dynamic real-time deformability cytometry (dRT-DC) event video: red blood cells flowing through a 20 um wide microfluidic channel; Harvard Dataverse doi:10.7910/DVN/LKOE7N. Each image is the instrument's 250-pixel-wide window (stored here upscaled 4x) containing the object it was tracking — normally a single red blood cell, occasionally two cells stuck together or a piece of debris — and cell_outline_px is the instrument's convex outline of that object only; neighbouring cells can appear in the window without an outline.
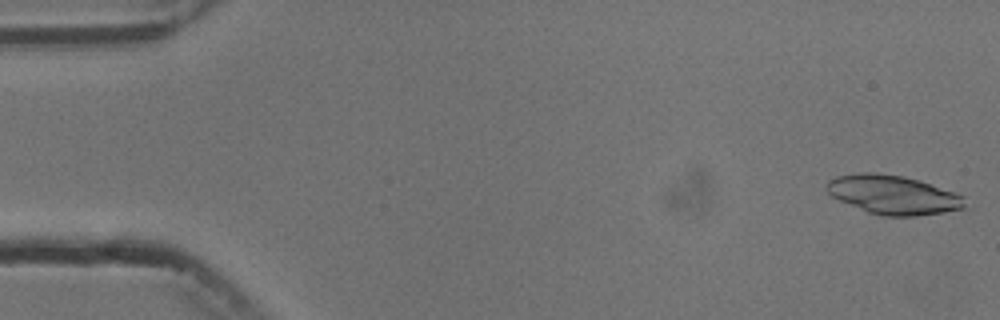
{"species": "common noctule bat (a hibernating species)", "species_latin": "Nyctalus noctula", "temperature_condition": "cold", "stored_images_in_passage": 6, "segment_of_instrument_passage": [2, 2], "camera_frame_rate_fps": 3000, "um_per_image_px": 0.085, "animal": {"sex": "male", "body_mass_g": 13.3}, "frame": {"image": 1, "passage_image": 6, "time_ms": 5.667, "image_size_px": [1000, 320], "cell_outline_px": [[968, 208], [944, 212], [916, 216], [884, 216], [868, 212], [840, 200], [832, 196], [828, 192], [828, 180], [836, 176], [860, 172], [872, 172], [904, 176], [964, 196]], "centroid_in_image_um": [75.93, 16.56], "position_along_channel_um": 9.1, "area_um2": 31.04}}